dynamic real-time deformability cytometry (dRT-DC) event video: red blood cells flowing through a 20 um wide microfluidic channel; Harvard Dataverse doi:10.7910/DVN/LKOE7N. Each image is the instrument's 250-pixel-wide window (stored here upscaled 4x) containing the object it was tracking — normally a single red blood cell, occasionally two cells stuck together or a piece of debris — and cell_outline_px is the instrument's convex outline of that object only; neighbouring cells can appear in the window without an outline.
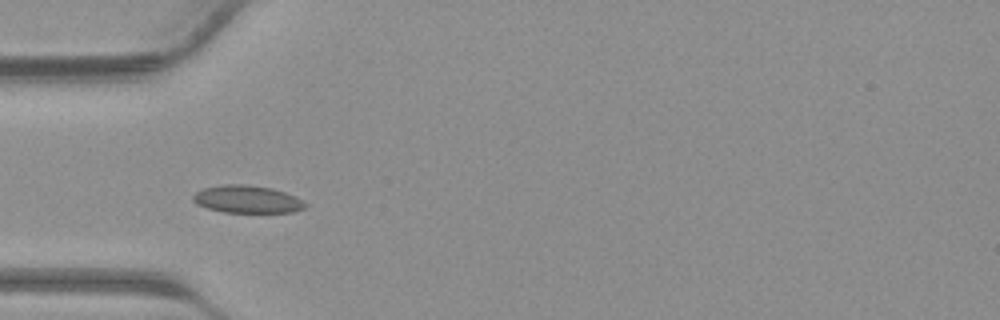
{"species": "common noctule bat (a hibernating species)", "species_latin": "Nyctalus noctula", "temperature_condition": "warm", "stored_images_in_passage": 32, "camera_frame_rate_fps": 3000, "um_per_image_px": 0.085, "animal": {"sex": "male", "body_mass_g": 23.1, "forearm_length_mm": 52.7}, "frame": {"image": 1, "passage_image": 4, "time_ms": 1.0, "image_size_px": [1000, 320], "cell_outline_px": [[308, 204], [304, 208], [292, 212], [224, 212], [208, 208], [196, 204], [192, 200], [192, 196], [196, 192], [204, 188], [224, 184], [244, 184], [272, 188], [296, 196]], "centroid_in_image_um": [21.01, 16.93], "position_along_channel_um": 64.0, "area_um2": 17.98}}
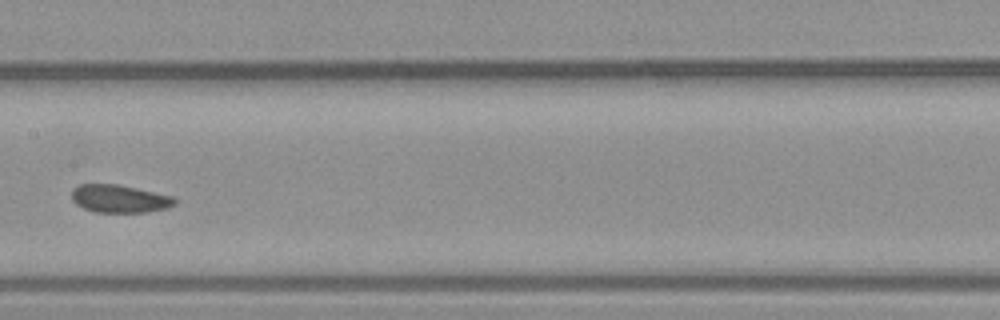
{"frame": {"image": 2, "passage_image": 12, "time_ms": 3.667, "image_size_px": [1000, 320], "cell_outline_px": [[176, 204], [168, 208], [144, 212], [96, 212], [84, 208], [76, 204], [72, 200], [72, 188], [76, 184], [116, 184], [136, 188], [172, 196], [176, 200]], "centroid_in_image_um": [10.13, 16.88], "position_along_channel_um": 197.3, "area_um2": 16.7}}
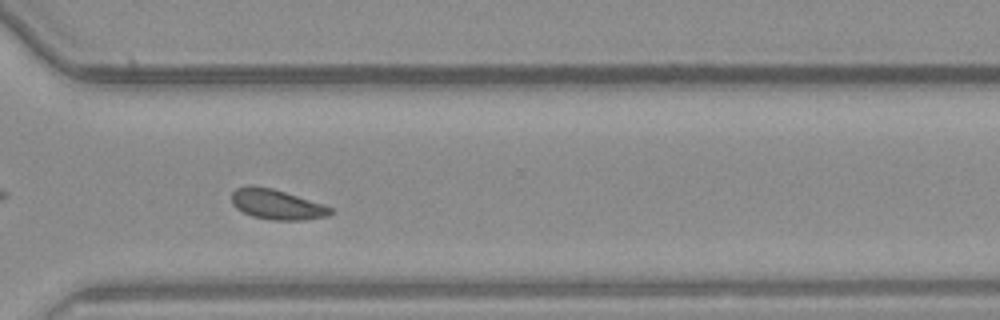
{"frame": {"image": 3, "passage_image": 21, "time_ms": 6.667, "image_size_px": [1000, 320], "cell_outline_px": [[332, 212], [328, 216], [300, 220], [272, 220], [252, 216], [236, 208], [232, 204], [232, 192], [236, 188], [248, 184], [252, 184], [272, 188], [324, 204], [332, 208]], "centroid_in_image_um": [23.5, 17.36], "position_along_channel_um": 347.1, "area_um2": 17.4}}